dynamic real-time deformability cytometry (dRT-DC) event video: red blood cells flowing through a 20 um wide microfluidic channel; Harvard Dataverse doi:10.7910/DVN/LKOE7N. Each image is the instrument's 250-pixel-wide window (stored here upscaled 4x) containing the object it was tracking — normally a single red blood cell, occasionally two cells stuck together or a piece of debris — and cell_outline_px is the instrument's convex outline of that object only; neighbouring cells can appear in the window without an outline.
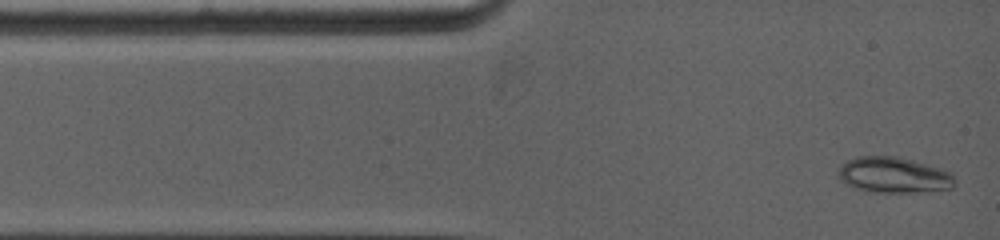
{"species": "common noctule bat (a hibernating species)", "species_latin": "Nyctalus noctula", "temperature_condition": "warm", "stored_images_in_passage": 11, "camera_frame_rate_fps": 5000, "um_per_image_px": 0.085, "animal": {"sex": "female", "body_mass_g": 19.0, "forearm_length_mm": 53.3}, "frame": {"image": 1, "passage_image": 1, "time_ms": 0.0, "image_size_px": [1000, 240], "cell_outline_px": [[956, 180], [952, 188], [908, 192], [880, 192], [860, 188], [852, 184], [840, 176], [836, 172], [844, 164], [852, 160], [864, 156], [896, 156], [948, 172]], "centroid_in_image_um": [76.01, 14.87], "position_along_channel_um": 9.0, "area_um2": 22.77}}
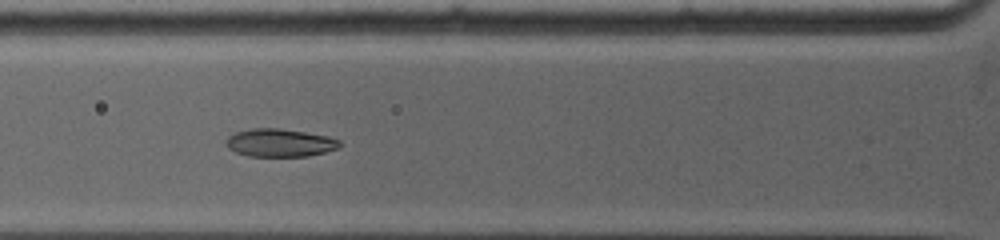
{"frame": {"image": 2, "passage_image": 7, "time_ms": 3.4, "image_size_px": [1000, 240], "cell_outline_px": [[340, 144], [336, 148], [324, 152], [308, 156], [248, 156], [236, 152], [228, 148], [224, 144], [228, 136], [236, 132], [252, 128], [280, 128], [328, 136], [340, 140]], "centroid_in_image_um": [23.74, 12.13], "position_along_channel_um": 102.1, "area_um2": 18.44}}
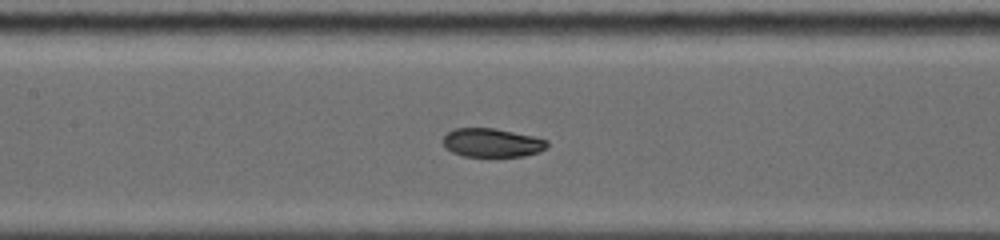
{"frame": {"image": 3, "passage_image": 10, "time_ms": 5.0, "image_size_px": [1000, 240], "cell_outline_px": [[548, 148], [540, 152], [524, 156], [464, 156], [452, 152], [444, 148], [444, 136], [448, 132], [456, 128], [496, 128], [532, 136], [548, 140]], "centroid_in_image_um": [41.85, 12.13], "position_along_channel_um": 165.6, "area_um2": 17.46}}